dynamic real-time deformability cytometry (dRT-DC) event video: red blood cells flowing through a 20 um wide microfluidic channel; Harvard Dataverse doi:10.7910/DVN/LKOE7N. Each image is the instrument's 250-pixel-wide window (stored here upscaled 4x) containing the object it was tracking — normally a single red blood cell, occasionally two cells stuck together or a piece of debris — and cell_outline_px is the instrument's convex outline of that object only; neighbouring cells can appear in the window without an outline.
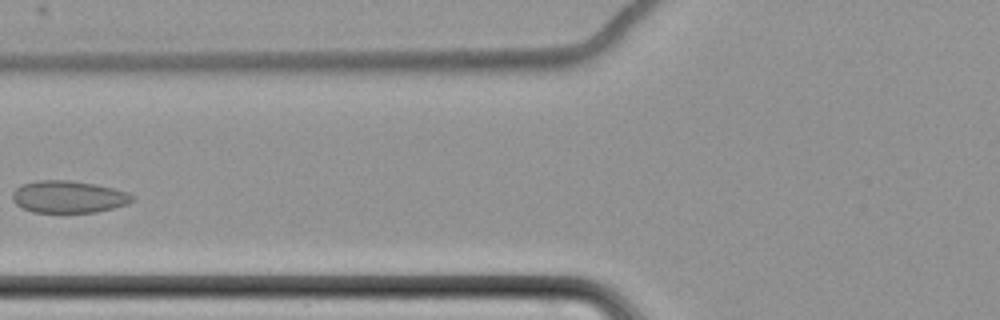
{"species": "common noctule bat (a hibernating species)", "species_latin": "Nyctalus noctula", "temperature_condition": "cold", "stored_images_in_passage": 6, "camera_frame_rate_fps": 3000, "um_per_image_px": 0.085, "animal": {"sex": "female", "body_mass_g": 22.7, "forearm_length_mm": 54.2}, "frame": {"image": 1, "passage_image": 6, "time_ms": 6.667, "image_size_px": [1000, 320], "cell_outline_px": [[136, 200], [128, 204], [96, 212], [32, 212], [16, 204], [12, 200], [12, 192], [16, 188], [24, 184], [40, 180], [68, 180], [96, 184], [128, 192], [136, 196]], "centroid_in_image_um": [5.86, 16.73], "position_along_channel_um": 119.9, "area_um2": 22.48}}